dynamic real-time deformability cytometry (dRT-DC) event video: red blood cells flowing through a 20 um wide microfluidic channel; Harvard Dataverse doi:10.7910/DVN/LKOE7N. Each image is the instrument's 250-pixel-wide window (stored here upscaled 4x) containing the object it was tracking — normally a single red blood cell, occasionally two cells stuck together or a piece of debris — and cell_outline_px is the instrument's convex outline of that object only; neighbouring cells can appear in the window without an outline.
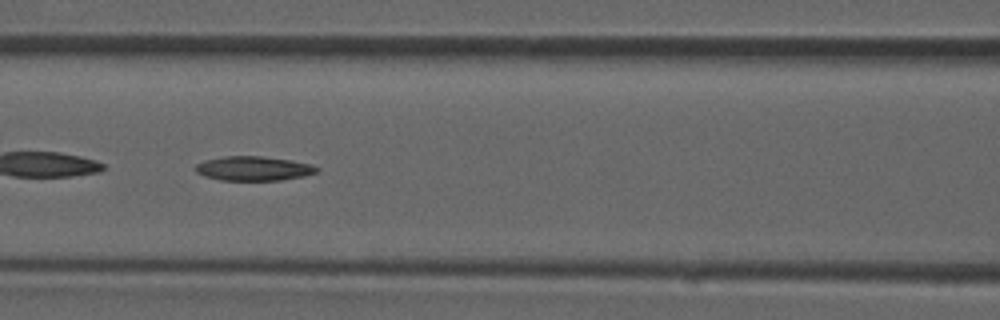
{"species": "common noctule bat (a hibernating species)", "species_latin": "Nyctalus noctula", "temperature_condition": "room temperature", "stored_images_in_passage": 35, "camera_frame_rate_fps": 3000, "um_per_image_px": 0.085, "animal": {"sex": "male", "forearm_length_mm": 52.5}, "frame": {"image": 1, "passage_image": 11, "time_ms": 3.333, "image_size_px": [1000, 320], "cell_outline_px": [[320, 168], [316, 172], [304, 176], [280, 180], [220, 180], [204, 176], [196, 172], [196, 164], [204, 160], [224, 156], [264, 156], [312, 164]], "centroid_in_image_um": [21.54, 14.32], "position_along_channel_um": 145.1, "area_um2": 17.17}}
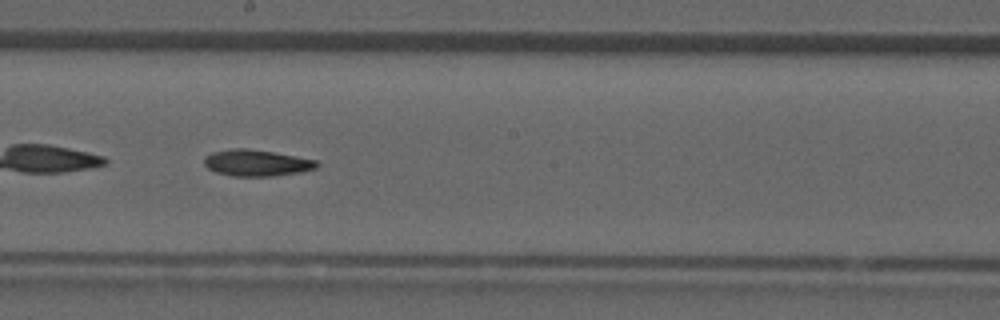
{"frame": {"image": 2, "passage_image": 16, "time_ms": 5.0, "image_size_px": [1000, 320], "cell_outline_px": [[320, 164], [316, 168], [300, 172], [272, 176], [232, 176], [216, 172], [208, 168], [204, 164], [204, 156], [212, 152], [232, 148], [244, 148], [272, 152], [296, 156], [316, 160]], "centroid_in_image_um": [21.79, 13.84], "position_along_channel_um": 226.4, "area_um2": 17.28}}